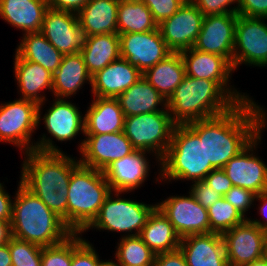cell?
I'll return each instance as SVG.
<instances>
[{
  "instance_id": "obj_1",
  "label": "cell",
  "mask_w": 267,
  "mask_h": 266,
  "mask_svg": "<svg viewBox=\"0 0 267 266\" xmlns=\"http://www.w3.org/2000/svg\"><path fill=\"white\" fill-rule=\"evenodd\" d=\"M266 115L262 107L249 99L222 115L187 125L198 136H205L207 163L222 169L261 133L267 125Z\"/></svg>"
},
{
  "instance_id": "obj_2",
  "label": "cell",
  "mask_w": 267,
  "mask_h": 266,
  "mask_svg": "<svg viewBox=\"0 0 267 266\" xmlns=\"http://www.w3.org/2000/svg\"><path fill=\"white\" fill-rule=\"evenodd\" d=\"M20 180L67 226V193L71 172L80 164L63 153H24Z\"/></svg>"
},
{
  "instance_id": "obj_3",
  "label": "cell",
  "mask_w": 267,
  "mask_h": 266,
  "mask_svg": "<svg viewBox=\"0 0 267 266\" xmlns=\"http://www.w3.org/2000/svg\"><path fill=\"white\" fill-rule=\"evenodd\" d=\"M12 205V236L41 247L57 245L73 232L19 181Z\"/></svg>"
},
{
  "instance_id": "obj_4",
  "label": "cell",
  "mask_w": 267,
  "mask_h": 266,
  "mask_svg": "<svg viewBox=\"0 0 267 266\" xmlns=\"http://www.w3.org/2000/svg\"><path fill=\"white\" fill-rule=\"evenodd\" d=\"M237 104L216 81L185 75L166 108L176 124H187L222 115Z\"/></svg>"
},
{
  "instance_id": "obj_5",
  "label": "cell",
  "mask_w": 267,
  "mask_h": 266,
  "mask_svg": "<svg viewBox=\"0 0 267 266\" xmlns=\"http://www.w3.org/2000/svg\"><path fill=\"white\" fill-rule=\"evenodd\" d=\"M110 193L103 171L79 164L69 180L67 227L81 234L96 218Z\"/></svg>"
},
{
  "instance_id": "obj_6",
  "label": "cell",
  "mask_w": 267,
  "mask_h": 266,
  "mask_svg": "<svg viewBox=\"0 0 267 266\" xmlns=\"http://www.w3.org/2000/svg\"><path fill=\"white\" fill-rule=\"evenodd\" d=\"M161 179L202 181L214 168L206 161L205 136L187 124H177L165 155L160 160Z\"/></svg>"
},
{
  "instance_id": "obj_7",
  "label": "cell",
  "mask_w": 267,
  "mask_h": 266,
  "mask_svg": "<svg viewBox=\"0 0 267 266\" xmlns=\"http://www.w3.org/2000/svg\"><path fill=\"white\" fill-rule=\"evenodd\" d=\"M38 103L18 99L0 104V142L12 143L24 152L63 153L54 145L50 137L42 135L38 142L31 141V136L38 127Z\"/></svg>"
},
{
  "instance_id": "obj_8",
  "label": "cell",
  "mask_w": 267,
  "mask_h": 266,
  "mask_svg": "<svg viewBox=\"0 0 267 266\" xmlns=\"http://www.w3.org/2000/svg\"><path fill=\"white\" fill-rule=\"evenodd\" d=\"M114 194L115 198H113L111 191L96 218L82 233L94 228L112 232H126L127 235L125 234L124 236L127 237L140 235L148 218L157 208V204L149 205L143 202L120 198L119 195L122 192H114Z\"/></svg>"
},
{
  "instance_id": "obj_9",
  "label": "cell",
  "mask_w": 267,
  "mask_h": 266,
  "mask_svg": "<svg viewBox=\"0 0 267 266\" xmlns=\"http://www.w3.org/2000/svg\"><path fill=\"white\" fill-rule=\"evenodd\" d=\"M176 125L166 108L125 117L123 132L136 150L148 151V154L154 152L160 162L171 143Z\"/></svg>"
},
{
  "instance_id": "obj_10",
  "label": "cell",
  "mask_w": 267,
  "mask_h": 266,
  "mask_svg": "<svg viewBox=\"0 0 267 266\" xmlns=\"http://www.w3.org/2000/svg\"><path fill=\"white\" fill-rule=\"evenodd\" d=\"M267 18L238 15L235 26L233 68L241 64L267 67Z\"/></svg>"
},
{
  "instance_id": "obj_11",
  "label": "cell",
  "mask_w": 267,
  "mask_h": 266,
  "mask_svg": "<svg viewBox=\"0 0 267 266\" xmlns=\"http://www.w3.org/2000/svg\"><path fill=\"white\" fill-rule=\"evenodd\" d=\"M180 54L187 76L216 81L237 103L251 99L249 95L239 93L235 88L231 89L229 78L234 68L226 57L196 50L193 47L181 51Z\"/></svg>"
},
{
  "instance_id": "obj_12",
  "label": "cell",
  "mask_w": 267,
  "mask_h": 266,
  "mask_svg": "<svg viewBox=\"0 0 267 266\" xmlns=\"http://www.w3.org/2000/svg\"><path fill=\"white\" fill-rule=\"evenodd\" d=\"M180 238L210 233L208 209L202 207L189 192L188 196H171L157 203Z\"/></svg>"
},
{
  "instance_id": "obj_13",
  "label": "cell",
  "mask_w": 267,
  "mask_h": 266,
  "mask_svg": "<svg viewBox=\"0 0 267 266\" xmlns=\"http://www.w3.org/2000/svg\"><path fill=\"white\" fill-rule=\"evenodd\" d=\"M119 38L120 57L142 73L172 53L159 28L149 32L119 34Z\"/></svg>"
},
{
  "instance_id": "obj_14",
  "label": "cell",
  "mask_w": 267,
  "mask_h": 266,
  "mask_svg": "<svg viewBox=\"0 0 267 266\" xmlns=\"http://www.w3.org/2000/svg\"><path fill=\"white\" fill-rule=\"evenodd\" d=\"M79 144L81 159L79 163L103 171L113 161L119 160L136 149L124 132L110 134H85Z\"/></svg>"
},
{
  "instance_id": "obj_15",
  "label": "cell",
  "mask_w": 267,
  "mask_h": 266,
  "mask_svg": "<svg viewBox=\"0 0 267 266\" xmlns=\"http://www.w3.org/2000/svg\"><path fill=\"white\" fill-rule=\"evenodd\" d=\"M203 18L204 14L187 0L174 15L158 24V28L168 48L181 52L194 46Z\"/></svg>"
},
{
  "instance_id": "obj_16",
  "label": "cell",
  "mask_w": 267,
  "mask_h": 266,
  "mask_svg": "<svg viewBox=\"0 0 267 266\" xmlns=\"http://www.w3.org/2000/svg\"><path fill=\"white\" fill-rule=\"evenodd\" d=\"M266 233L248 219L223 233L228 266H245L261 258Z\"/></svg>"
},
{
  "instance_id": "obj_17",
  "label": "cell",
  "mask_w": 267,
  "mask_h": 266,
  "mask_svg": "<svg viewBox=\"0 0 267 266\" xmlns=\"http://www.w3.org/2000/svg\"><path fill=\"white\" fill-rule=\"evenodd\" d=\"M261 138L260 133L222 168L233 186L251 190L256 195L267 191V165L253 155Z\"/></svg>"
},
{
  "instance_id": "obj_18",
  "label": "cell",
  "mask_w": 267,
  "mask_h": 266,
  "mask_svg": "<svg viewBox=\"0 0 267 266\" xmlns=\"http://www.w3.org/2000/svg\"><path fill=\"white\" fill-rule=\"evenodd\" d=\"M237 17L230 13L204 16L193 48L226 57L233 66Z\"/></svg>"
},
{
  "instance_id": "obj_19",
  "label": "cell",
  "mask_w": 267,
  "mask_h": 266,
  "mask_svg": "<svg viewBox=\"0 0 267 266\" xmlns=\"http://www.w3.org/2000/svg\"><path fill=\"white\" fill-rule=\"evenodd\" d=\"M40 32L63 55L80 52L85 43L77 14L67 11L48 8Z\"/></svg>"
},
{
  "instance_id": "obj_20",
  "label": "cell",
  "mask_w": 267,
  "mask_h": 266,
  "mask_svg": "<svg viewBox=\"0 0 267 266\" xmlns=\"http://www.w3.org/2000/svg\"><path fill=\"white\" fill-rule=\"evenodd\" d=\"M148 151L135 150L131 154L113 161L103 174L112 192H131L142 186L149 175Z\"/></svg>"
},
{
  "instance_id": "obj_21",
  "label": "cell",
  "mask_w": 267,
  "mask_h": 266,
  "mask_svg": "<svg viewBox=\"0 0 267 266\" xmlns=\"http://www.w3.org/2000/svg\"><path fill=\"white\" fill-rule=\"evenodd\" d=\"M44 102L38 105V126L41 118L47 132L58 141L74 139L79 132L85 135V118L81 115L79 108L64 98H55L52 106L41 117V107ZM83 117V118H82Z\"/></svg>"
},
{
  "instance_id": "obj_22",
  "label": "cell",
  "mask_w": 267,
  "mask_h": 266,
  "mask_svg": "<svg viewBox=\"0 0 267 266\" xmlns=\"http://www.w3.org/2000/svg\"><path fill=\"white\" fill-rule=\"evenodd\" d=\"M143 77V73L119 58L92 76V94L94 97L117 98Z\"/></svg>"
},
{
  "instance_id": "obj_23",
  "label": "cell",
  "mask_w": 267,
  "mask_h": 266,
  "mask_svg": "<svg viewBox=\"0 0 267 266\" xmlns=\"http://www.w3.org/2000/svg\"><path fill=\"white\" fill-rule=\"evenodd\" d=\"M179 249L187 266H228L221 234L211 232L183 237Z\"/></svg>"
},
{
  "instance_id": "obj_24",
  "label": "cell",
  "mask_w": 267,
  "mask_h": 266,
  "mask_svg": "<svg viewBox=\"0 0 267 266\" xmlns=\"http://www.w3.org/2000/svg\"><path fill=\"white\" fill-rule=\"evenodd\" d=\"M47 0H0V16L26 33L41 31Z\"/></svg>"
},
{
  "instance_id": "obj_25",
  "label": "cell",
  "mask_w": 267,
  "mask_h": 266,
  "mask_svg": "<svg viewBox=\"0 0 267 266\" xmlns=\"http://www.w3.org/2000/svg\"><path fill=\"white\" fill-rule=\"evenodd\" d=\"M120 0H89L77 13L80 28L86 37L97 34H117Z\"/></svg>"
},
{
  "instance_id": "obj_26",
  "label": "cell",
  "mask_w": 267,
  "mask_h": 266,
  "mask_svg": "<svg viewBox=\"0 0 267 266\" xmlns=\"http://www.w3.org/2000/svg\"><path fill=\"white\" fill-rule=\"evenodd\" d=\"M84 118V134H110L124 130L125 116L116 98L95 97Z\"/></svg>"
},
{
  "instance_id": "obj_27",
  "label": "cell",
  "mask_w": 267,
  "mask_h": 266,
  "mask_svg": "<svg viewBox=\"0 0 267 266\" xmlns=\"http://www.w3.org/2000/svg\"><path fill=\"white\" fill-rule=\"evenodd\" d=\"M14 57V77L22 94L20 98L45 103L41 92L45 89L52 91L53 74L38 63L23 60L16 53Z\"/></svg>"
},
{
  "instance_id": "obj_28",
  "label": "cell",
  "mask_w": 267,
  "mask_h": 266,
  "mask_svg": "<svg viewBox=\"0 0 267 266\" xmlns=\"http://www.w3.org/2000/svg\"><path fill=\"white\" fill-rule=\"evenodd\" d=\"M92 83V76L80 52L63 55L60 66L53 74L52 93L56 98H68L77 93L84 82Z\"/></svg>"
},
{
  "instance_id": "obj_29",
  "label": "cell",
  "mask_w": 267,
  "mask_h": 266,
  "mask_svg": "<svg viewBox=\"0 0 267 266\" xmlns=\"http://www.w3.org/2000/svg\"><path fill=\"white\" fill-rule=\"evenodd\" d=\"M116 99L125 117L164 111L167 104L162 95L143 77ZM159 104H163L162 108L158 107Z\"/></svg>"
},
{
  "instance_id": "obj_30",
  "label": "cell",
  "mask_w": 267,
  "mask_h": 266,
  "mask_svg": "<svg viewBox=\"0 0 267 266\" xmlns=\"http://www.w3.org/2000/svg\"><path fill=\"white\" fill-rule=\"evenodd\" d=\"M185 75V64L180 52H172L165 59L146 70L143 78L167 101Z\"/></svg>"
},
{
  "instance_id": "obj_31",
  "label": "cell",
  "mask_w": 267,
  "mask_h": 266,
  "mask_svg": "<svg viewBox=\"0 0 267 266\" xmlns=\"http://www.w3.org/2000/svg\"><path fill=\"white\" fill-rule=\"evenodd\" d=\"M88 72L93 76L110 63L120 58V38L118 34H97L85 37L80 51Z\"/></svg>"
},
{
  "instance_id": "obj_32",
  "label": "cell",
  "mask_w": 267,
  "mask_h": 266,
  "mask_svg": "<svg viewBox=\"0 0 267 266\" xmlns=\"http://www.w3.org/2000/svg\"><path fill=\"white\" fill-rule=\"evenodd\" d=\"M139 236L155 254L178 250L181 241L173 225L158 208L150 215Z\"/></svg>"
},
{
  "instance_id": "obj_33",
  "label": "cell",
  "mask_w": 267,
  "mask_h": 266,
  "mask_svg": "<svg viewBox=\"0 0 267 266\" xmlns=\"http://www.w3.org/2000/svg\"><path fill=\"white\" fill-rule=\"evenodd\" d=\"M15 53L23 60L40 64L54 74L61 64L63 54L41 33L23 34Z\"/></svg>"
},
{
  "instance_id": "obj_34",
  "label": "cell",
  "mask_w": 267,
  "mask_h": 266,
  "mask_svg": "<svg viewBox=\"0 0 267 266\" xmlns=\"http://www.w3.org/2000/svg\"><path fill=\"white\" fill-rule=\"evenodd\" d=\"M158 28L149 8L141 0H120L117 34L149 32Z\"/></svg>"
},
{
  "instance_id": "obj_35",
  "label": "cell",
  "mask_w": 267,
  "mask_h": 266,
  "mask_svg": "<svg viewBox=\"0 0 267 266\" xmlns=\"http://www.w3.org/2000/svg\"><path fill=\"white\" fill-rule=\"evenodd\" d=\"M115 258L120 266H153L156 254L138 236L120 238Z\"/></svg>"
},
{
  "instance_id": "obj_36",
  "label": "cell",
  "mask_w": 267,
  "mask_h": 266,
  "mask_svg": "<svg viewBox=\"0 0 267 266\" xmlns=\"http://www.w3.org/2000/svg\"><path fill=\"white\" fill-rule=\"evenodd\" d=\"M208 218L210 233L221 235L246 220L224 197L208 208Z\"/></svg>"
},
{
  "instance_id": "obj_37",
  "label": "cell",
  "mask_w": 267,
  "mask_h": 266,
  "mask_svg": "<svg viewBox=\"0 0 267 266\" xmlns=\"http://www.w3.org/2000/svg\"><path fill=\"white\" fill-rule=\"evenodd\" d=\"M12 266H41L42 247L12 237L9 240Z\"/></svg>"
},
{
  "instance_id": "obj_38",
  "label": "cell",
  "mask_w": 267,
  "mask_h": 266,
  "mask_svg": "<svg viewBox=\"0 0 267 266\" xmlns=\"http://www.w3.org/2000/svg\"><path fill=\"white\" fill-rule=\"evenodd\" d=\"M72 263V235L65 241L42 247L41 266H71Z\"/></svg>"
},
{
  "instance_id": "obj_39",
  "label": "cell",
  "mask_w": 267,
  "mask_h": 266,
  "mask_svg": "<svg viewBox=\"0 0 267 266\" xmlns=\"http://www.w3.org/2000/svg\"><path fill=\"white\" fill-rule=\"evenodd\" d=\"M100 261L93 245L82 239L80 233H73L71 266H99Z\"/></svg>"
},
{
  "instance_id": "obj_40",
  "label": "cell",
  "mask_w": 267,
  "mask_h": 266,
  "mask_svg": "<svg viewBox=\"0 0 267 266\" xmlns=\"http://www.w3.org/2000/svg\"><path fill=\"white\" fill-rule=\"evenodd\" d=\"M151 11L154 21L160 24L170 18L187 0H141Z\"/></svg>"
},
{
  "instance_id": "obj_41",
  "label": "cell",
  "mask_w": 267,
  "mask_h": 266,
  "mask_svg": "<svg viewBox=\"0 0 267 266\" xmlns=\"http://www.w3.org/2000/svg\"><path fill=\"white\" fill-rule=\"evenodd\" d=\"M255 196L256 194L251 190L233 186L223 197L233 205L244 218L248 219L245 213L249 211L248 208H251V205H253L252 203L255 200Z\"/></svg>"
},
{
  "instance_id": "obj_42",
  "label": "cell",
  "mask_w": 267,
  "mask_h": 266,
  "mask_svg": "<svg viewBox=\"0 0 267 266\" xmlns=\"http://www.w3.org/2000/svg\"><path fill=\"white\" fill-rule=\"evenodd\" d=\"M203 14H237L238 6L230 7L233 3H238V0H190ZM229 6V7H228ZM230 8V9H228Z\"/></svg>"
},
{
  "instance_id": "obj_43",
  "label": "cell",
  "mask_w": 267,
  "mask_h": 266,
  "mask_svg": "<svg viewBox=\"0 0 267 266\" xmlns=\"http://www.w3.org/2000/svg\"><path fill=\"white\" fill-rule=\"evenodd\" d=\"M190 193L194 196L195 200L205 209L211 207L216 203L221 196L216 193L209 185H207L203 180L192 182Z\"/></svg>"
},
{
  "instance_id": "obj_44",
  "label": "cell",
  "mask_w": 267,
  "mask_h": 266,
  "mask_svg": "<svg viewBox=\"0 0 267 266\" xmlns=\"http://www.w3.org/2000/svg\"><path fill=\"white\" fill-rule=\"evenodd\" d=\"M237 6L238 15L267 18V0H238Z\"/></svg>"
},
{
  "instance_id": "obj_45",
  "label": "cell",
  "mask_w": 267,
  "mask_h": 266,
  "mask_svg": "<svg viewBox=\"0 0 267 266\" xmlns=\"http://www.w3.org/2000/svg\"><path fill=\"white\" fill-rule=\"evenodd\" d=\"M203 181L221 196H224L233 187L223 169L212 170Z\"/></svg>"
},
{
  "instance_id": "obj_46",
  "label": "cell",
  "mask_w": 267,
  "mask_h": 266,
  "mask_svg": "<svg viewBox=\"0 0 267 266\" xmlns=\"http://www.w3.org/2000/svg\"><path fill=\"white\" fill-rule=\"evenodd\" d=\"M153 266H187L185 257L180 249L156 254Z\"/></svg>"
},
{
  "instance_id": "obj_47",
  "label": "cell",
  "mask_w": 267,
  "mask_h": 266,
  "mask_svg": "<svg viewBox=\"0 0 267 266\" xmlns=\"http://www.w3.org/2000/svg\"><path fill=\"white\" fill-rule=\"evenodd\" d=\"M89 0H47L48 8L77 14Z\"/></svg>"
},
{
  "instance_id": "obj_48",
  "label": "cell",
  "mask_w": 267,
  "mask_h": 266,
  "mask_svg": "<svg viewBox=\"0 0 267 266\" xmlns=\"http://www.w3.org/2000/svg\"><path fill=\"white\" fill-rule=\"evenodd\" d=\"M12 205L13 200L0 182V220L11 221Z\"/></svg>"
},
{
  "instance_id": "obj_49",
  "label": "cell",
  "mask_w": 267,
  "mask_h": 266,
  "mask_svg": "<svg viewBox=\"0 0 267 266\" xmlns=\"http://www.w3.org/2000/svg\"><path fill=\"white\" fill-rule=\"evenodd\" d=\"M255 199L258 201H262V205L259 207V214H262L263 218H261V220L263 219V221L259 220H251L248 218V220L250 222H252L253 224H255L256 226H258L260 229L264 230L267 232V191L266 192H262L260 194H257L255 196ZM266 218V219H265Z\"/></svg>"
},
{
  "instance_id": "obj_50",
  "label": "cell",
  "mask_w": 267,
  "mask_h": 266,
  "mask_svg": "<svg viewBox=\"0 0 267 266\" xmlns=\"http://www.w3.org/2000/svg\"><path fill=\"white\" fill-rule=\"evenodd\" d=\"M12 237L11 221L0 220V246L9 243Z\"/></svg>"
},
{
  "instance_id": "obj_51",
  "label": "cell",
  "mask_w": 267,
  "mask_h": 266,
  "mask_svg": "<svg viewBox=\"0 0 267 266\" xmlns=\"http://www.w3.org/2000/svg\"><path fill=\"white\" fill-rule=\"evenodd\" d=\"M0 266H12L9 243L0 246Z\"/></svg>"
},
{
  "instance_id": "obj_52",
  "label": "cell",
  "mask_w": 267,
  "mask_h": 266,
  "mask_svg": "<svg viewBox=\"0 0 267 266\" xmlns=\"http://www.w3.org/2000/svg\"><path fill=\"white\" fill-rule=\"evenodd\" d=\"M245 266H267V260L262 256Z\"/></svg>"
},
{
  "instance_id": "obj_53",
  "label": "cell",
  "mask_w": 267,
  "mask_h": 266,
  "mask_svg": "<svg viewBox=\"0 0 267 266\" xmlns=\"http://www.w3.org/2000/svg\"><path fill=\"white\" fill-rule=\"evenodd\" d=\"M99 266H120V265H119V263L116 262V261L114 262V261H112V260H111V261H108V260H107V261H102V260H101V261L99 262Z\"/></svg>"
},
{
  "instance_id": "obj_54",
  "label": "cell",
  "mask_w": 267,
  "mask_h": 266,
  "mask_svg": "<svg viewBox=\"0 0 267 266\" xmlns=\"http://www.w3.org/2000/svg\"><path fill=\"white\" fill-rule=\"evenodd\" d=\"M263 257L267 260V233L264 240V250H263Z\"/></svg>"
}]
</instances>
